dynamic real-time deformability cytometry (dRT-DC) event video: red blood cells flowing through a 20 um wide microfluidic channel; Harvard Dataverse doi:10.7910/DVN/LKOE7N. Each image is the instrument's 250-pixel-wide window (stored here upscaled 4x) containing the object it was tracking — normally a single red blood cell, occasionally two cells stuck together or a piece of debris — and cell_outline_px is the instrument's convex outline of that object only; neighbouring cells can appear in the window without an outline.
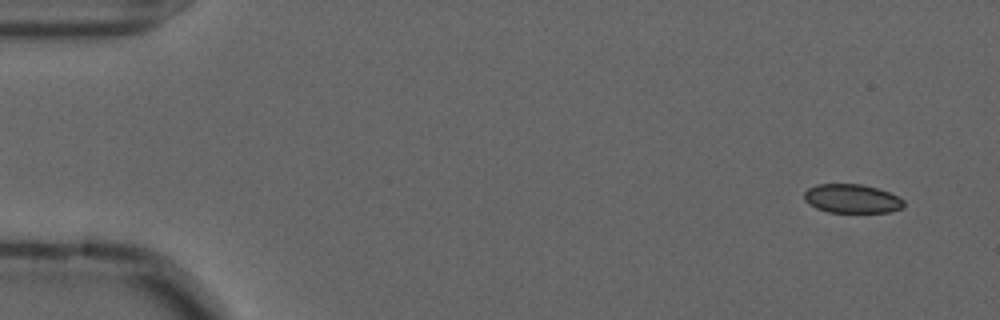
{"species": "common noctule bat (a hibernating species)", "species_latin": "Nyctalus noctula", "temperature_condition": "cold", "stored_images_in_passage": 57, "camera_frame_rate_fps": 3000, "um_per_image_px": 0.085, "animal": {"sex": "male", "forearm_length_mm": 52.5}, "frame": {"image": 1, "passage_image": 3, "time_ms": 0.667, "image_size_px": [1000, 320], "cell_outline_px": [[904, 208], [888, 212], [828, 212], [816, 208], [808, 204], [804, 200], [804, 192], [808, 188], [816, 184], [860, 184], [876, 188], [888, 192], [904, 200]], "centroid_in_image_um": [72.38, 16.89], "position_along_channel_um": 12.6, "area_um2": 16.76}}
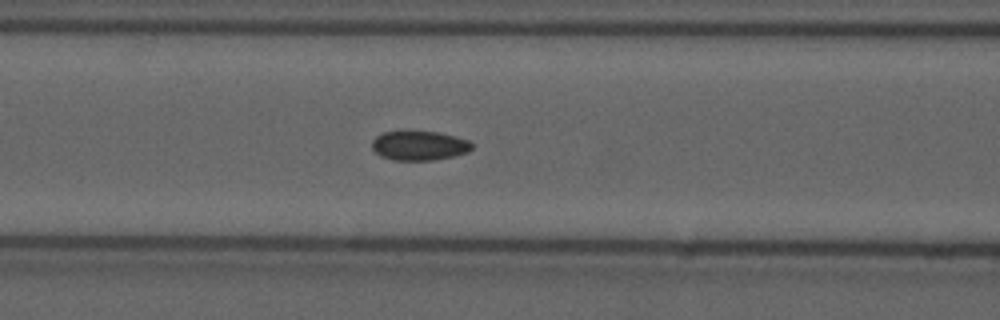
{"frame": {"image": 2, "passage_image": 23, "time_ms": 7.333, "image_size_px": [1000, 320], "cell_outline_px": [[472, 148], [468, 152], [456, 156], [432, 160], [392, 160], [380, 156], [372, 148], [372, 140], [376, 136], [384, 132], [440, 132], [468, 140], [472, 144]], "centroid_in_image_um": [35.64, 12.39], "position_along_channel_um": 131.0, "area_um2": 17.05}}
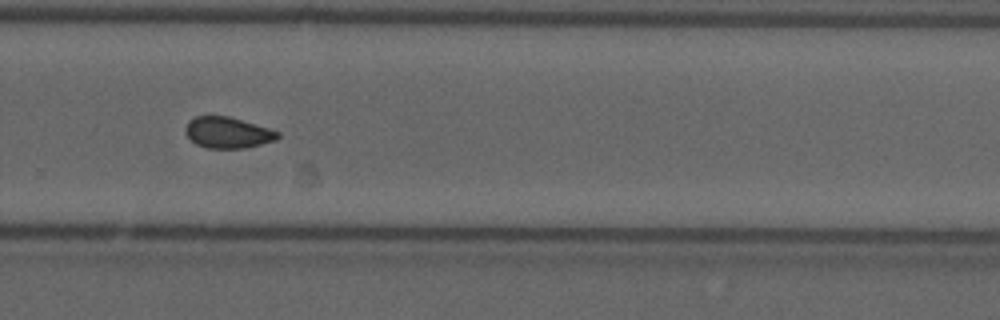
{"frame": {"image": 3, "passage_image": 38, "time_ms": 12.333, "image_size_px": [1000, 320], "cell_outline_px": [[280, 136], [276, 140], [244, 148], [208, 148], [196, 144], [184, 132], [184, 128], [188, 120], [196, 116], [228, 116], [268, 128], [280, 132]], "centroid_in_image_um": [19.33, 11.27], "position_along_channel_um": 310.5, "area_um2": 16.65}, "authors_computed_cell_mechanics": {"area_um2": 17.2244, "velocity_mm_per_s": 3.5998, "shape_relaxation_time_tau1_ms": null, "shape_relaxation_time_tau2_ms": 2.0934, "deformation_change_tau1": null, "deformation_change_tau2": 0.0622}}